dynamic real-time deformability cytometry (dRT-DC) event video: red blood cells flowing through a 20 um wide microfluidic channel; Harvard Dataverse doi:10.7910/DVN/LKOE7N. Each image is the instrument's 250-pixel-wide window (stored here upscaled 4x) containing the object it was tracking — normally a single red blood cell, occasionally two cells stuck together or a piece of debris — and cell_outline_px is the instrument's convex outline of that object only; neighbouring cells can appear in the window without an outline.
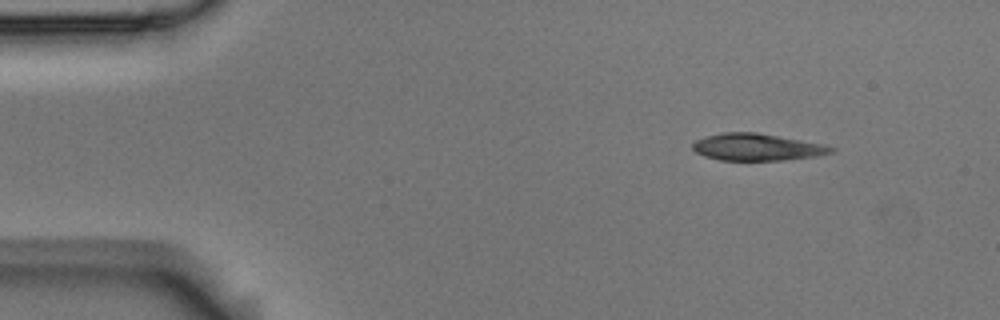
{"species": "Egyptian fruit bat (a non-hibernating species)", "species_latin": "Rousettus aegyptiacus", "temperature_condition": "room temperature", "stored_images_in_passage": 6, "camera_frame_rate_fps": 3000, "um_per_image_px": 0.085, "animal": {"sex": "male"}, "frame": {"image": 1, "passage_image": 1, "time_ms": 0.0, "image_size_px": [1000, 320], "cell_outline_px": [[836, 148], [832, 152], [816, 156], [784, 160], [720, 160], [704, 156], [696, 152], [692, 148], [692, 144], [696, 140], [704, 136], [724, 132], [756, 132], [824, 144]], "centroid_in_image_um": [64.32, 12.5], "position_along_channel_um": 20.7, "area_um2": 21.73}}
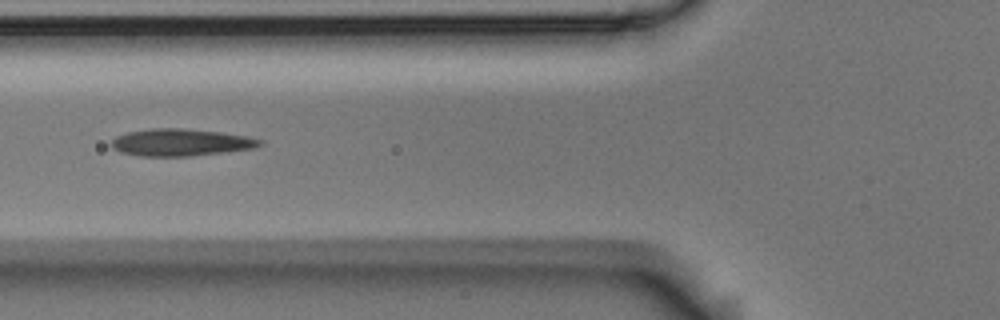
{"frame": {"image": 2, "passage_image": 5, "time_ms": 1.333, "image_size_px": [1000, 320], "cell_outline_px": [[264, 144], [256, 148], [192, 156], [140, 156], [120, 152], [112, 148], [112, 140], [116, 136], [128, 132], [152, 128], [180, 128], [220, 132], [248, 136], [264, 140]], "centroid_in_image_um": [15.41, 12.11], "position_along_channel_um": 110.4, "area_um2": 23.58}}
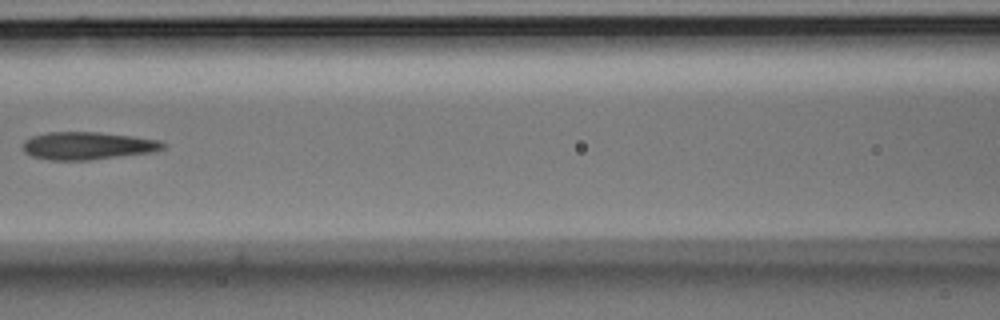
{"frame": {"image": 3, "passage_image": 6, "time_ms": 1.667, "image_size_px": [1000, 320], "cell_outline_px": [[168, 144], [164, 148], [152, 152], [88, 160], [52, 160], [32, 156], [24, 152], [24, 140], [32, 136], [48, 132], [96, 132], [132, 136], [160, 140]], "centroid_in_image_um": [7.47, 12.38], "position_along_channel_um": 159.1, "area_um2": 22.48}}